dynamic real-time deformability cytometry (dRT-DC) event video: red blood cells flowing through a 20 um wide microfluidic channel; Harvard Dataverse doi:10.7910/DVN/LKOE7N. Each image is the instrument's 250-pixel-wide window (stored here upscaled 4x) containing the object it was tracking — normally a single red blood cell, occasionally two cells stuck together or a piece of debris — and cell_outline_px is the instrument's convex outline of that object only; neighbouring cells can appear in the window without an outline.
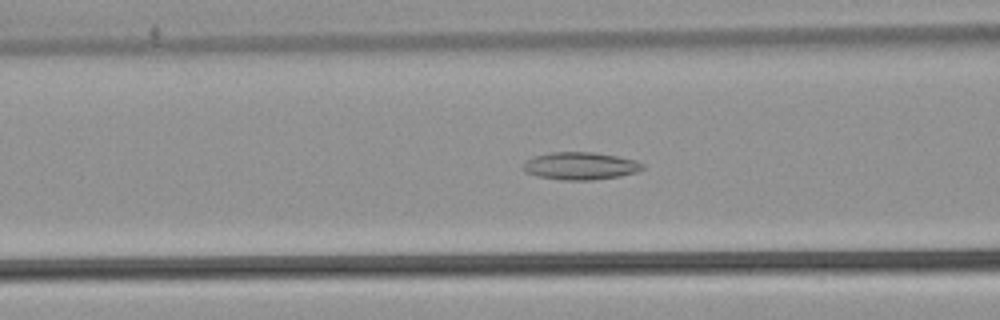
{"species": "common noctule bat (a hibernating species)", "species_latin": "Nyctalus noctula", "temperature_condition": "warm", "stored_images_in_passage": 53, "camera_frame_rate_fps": 3000, "um_per_image_px": 0.085, "animal": {"sex": "male", "body_mass_g": 21.5, "forearm_length_mm": 52.0}, "frame": {"image": 1, "passage_image": 22, "time_ms": 7.0, "image_size_px": [1000, 320], "cell_outline_px": [[644, 168], [636, 172], [620, 176], [592, 180], [560, 180], [540, 176], [524, 172], [524, 160], [536, 156], [552, 152], [592, 152], [616, 156], [636, 160], [644, 164]], "centroid_in_image_um": [49.34, 14.1], "position_along_channel_um": 117.3, "area_um2": 19.07}}
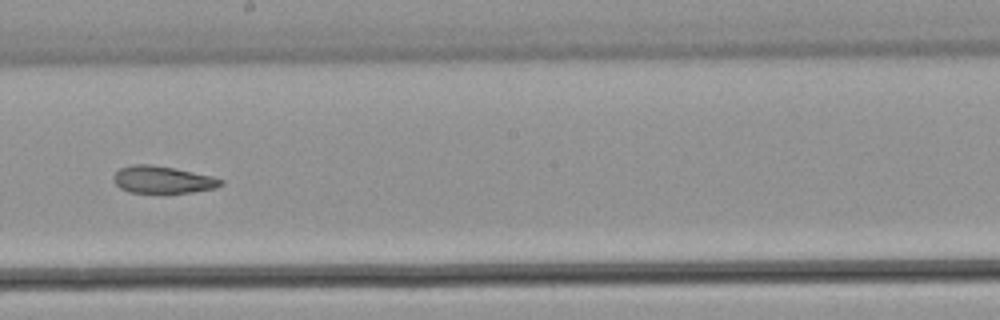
{"frame": {"image": 2, "passage_image": 31, "time_ms": 10.0, "image_size_px": [1000, 320], "cell_outline_px": [[224, 184], [216, 188], [192, 192], [128, 192], [120, 188], [112, 180], [112, 176], [120, 168], [132, 164], [148, 164], [172, 168], [212, 176], [224, 180]], "centroid_in_image_um": [13.81, 15.27], "position_along_channel_um": 234.4, "area_um2": 16.88}}
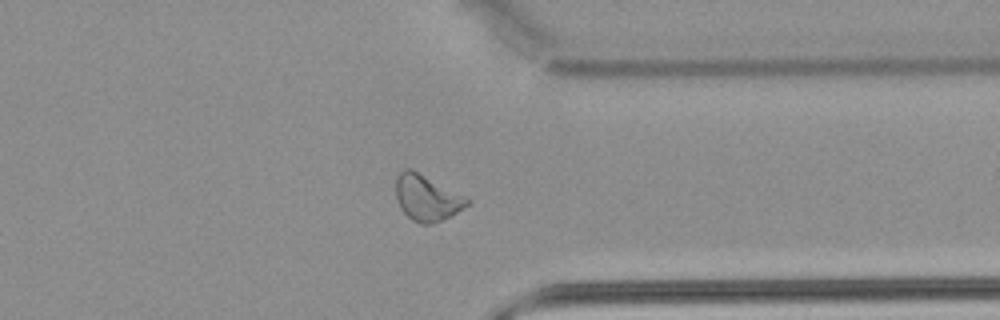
{"frame": {"image": 3, "passage_image": 42, "time_ms": 13.667, "image_size_px": [1000, 320], "cell_outline_px": [[472, 200], [464, 208], [432, 224], [420, 224], [412, 220], [400, 208], [396, 196], [396, 176], [404, 168], [412, 168], [468, 196]], "centroid_in_image_um": [36.3, 16.78], "position_along_channel_um": 375.1, "area_um2": 19.36}, "authors_computed_cell_mechanics": {"area_um2": 19.941, "velocity_mm_per_s": 3.9052, "shape_relaxation_time_tau1_ms": null, "shape_relaxation_time_tau2_ms": 4.9182, "deformation_change_tau1": null, "deformation_change_tau2": 0.1231}}